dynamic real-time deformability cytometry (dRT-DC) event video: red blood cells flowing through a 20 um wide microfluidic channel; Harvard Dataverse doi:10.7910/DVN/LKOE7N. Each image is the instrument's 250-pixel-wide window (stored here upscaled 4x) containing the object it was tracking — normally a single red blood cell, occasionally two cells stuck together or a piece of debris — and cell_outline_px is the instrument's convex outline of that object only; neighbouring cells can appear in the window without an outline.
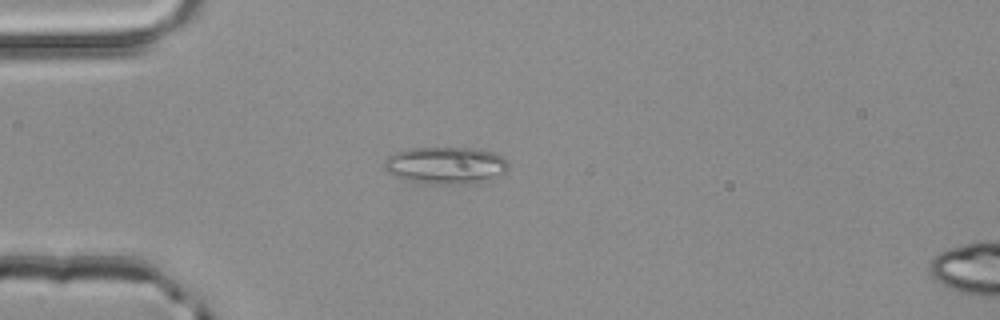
{"species": "common noctule bat (a hibernating species)", "species_latin": "Nyctalus noctula", "temperature_condition": "room temperature", "stored_images_in_passage": 51, "camera_frame_rate_fps": 3000, "um_per_image_px": 0.085, "animal": {"sex": "male", "body_mass_g": 20.4}, "frame": {"image": 1, "passage_image": 13, "time_ms": 4.0, "image_size_px": [1000, 320], "cell_outline_px": [[508, 168], [504, 172], [484, 180], [472, 184], [464, 184], [412, 180], [396, 176], [388, 172], [384, 168], [384, 160], [388, 156], [396, 152], [408, 148], [472, 148], [496, 152], [508, 164]], "centroid_in_image_um": [37.88, 14.01], "position_along_channel_um": 47.1, "area_um2": 26.07}}
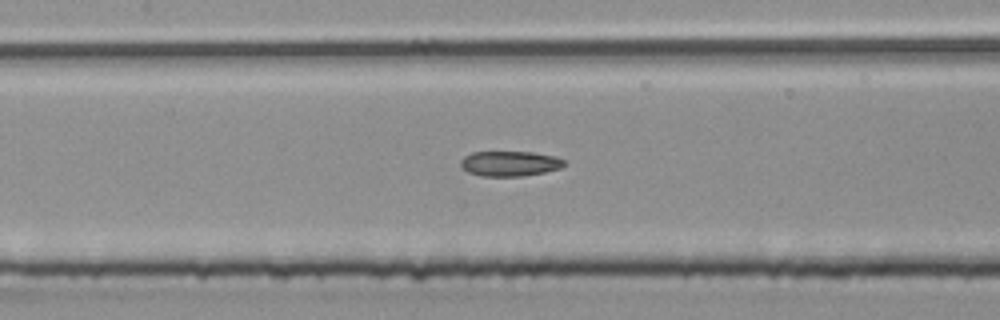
{"frame": {"image": 2, "passage_image": 23, "time_ms": 7.333, "image_size_px": [1000, 320], "cell_outline_px": [[564, 164], [560, 168], [544, 172], [520, 176], [480, 176], [468, 172], [460, 164], [460, 160], [464, 156], [472, 152], [532, 152], [556, 156], [564, 160]], "centroid_in_image_um": [43.31, 13.9], "position_along_channel_um": 164.1, "area_um2": 15.09}}
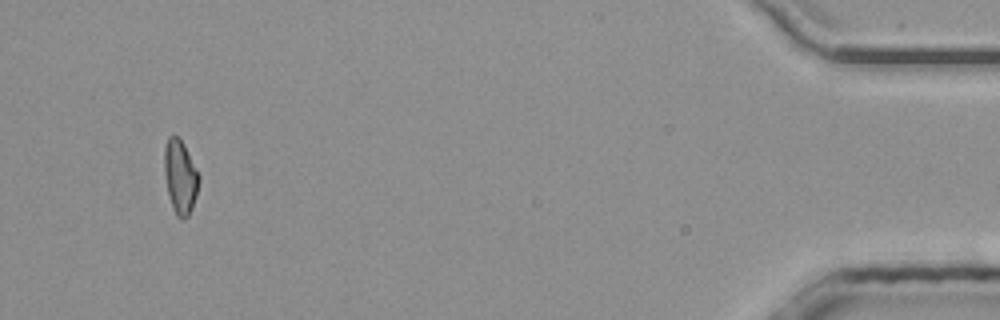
{"frame": {"image": 3, "passage_image": 48, "time_ms": 15.667, "image_size_px": [1000, 320], "cell_outline_px": [[200, 180], [196, 196], [192, 208], [188, 216], [184, 220], [180, 220], [176, 216], [172, 208], [168, 192], [164, 172], [164, 148], [168, 136], [176, 136], [184, 144], [200, 176]], "centroid_in_image_um": [15.32, 15.06], "position_along_channel_um": 419.9, "area_um2": 14.97}, "authors_computed_cell_mechanics": {"area_um2": 15.4326, "velocity_mm_per_s": 4.0372, "shape_relaxation_time_tau1_ms": 9.4278, "shape_relaxation_time_tau2_ms": 3.6385, "deformation_change_tau1": 0.1786, "deformation_change_tau2": 0.1144}}